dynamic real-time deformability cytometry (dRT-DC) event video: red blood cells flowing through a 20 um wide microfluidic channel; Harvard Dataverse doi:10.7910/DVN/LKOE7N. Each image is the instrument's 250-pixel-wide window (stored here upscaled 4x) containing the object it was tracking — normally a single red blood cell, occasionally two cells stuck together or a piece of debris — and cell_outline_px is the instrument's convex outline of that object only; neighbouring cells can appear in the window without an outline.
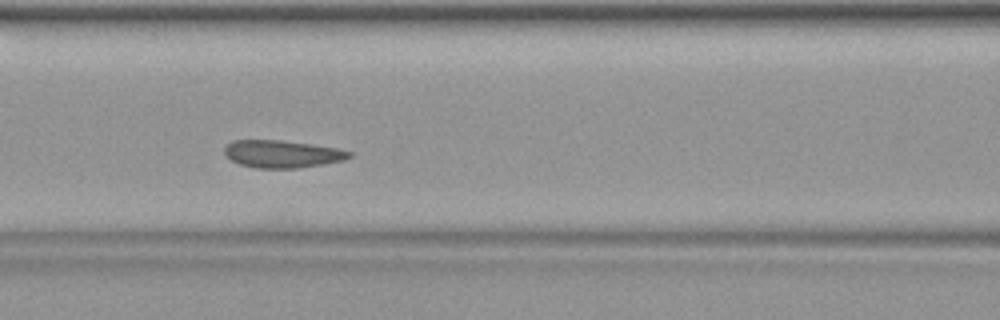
{"species": "common noctule bat (a hibernating species)", "species_latin": "Nyctalus noctula", "temperature_condition": "warm", "stored_images_in_passage": 43, "camera_frame_rate_fps": 3000, "um_per_image_px": 0.085, "animal": {"sex": "female", "body_mass_g": 19.9}, "frame": {"image": 1, "passage_image": 19, "time_ms": 6.0, "image_size_px": [1000, 320], "cell_outline_px": [[352, 156], [344, 160], [296, 168], [256, 168], [240, 164], [232, 160], [224, 152], [224, 148], [232, 140], [280, 140], [312, 144], [336, 148], [352, 152]], "centroid_in_image_um": [23.98, 13.08], "position_along_channel_um": 142.6, "area_um2": 19.77}}